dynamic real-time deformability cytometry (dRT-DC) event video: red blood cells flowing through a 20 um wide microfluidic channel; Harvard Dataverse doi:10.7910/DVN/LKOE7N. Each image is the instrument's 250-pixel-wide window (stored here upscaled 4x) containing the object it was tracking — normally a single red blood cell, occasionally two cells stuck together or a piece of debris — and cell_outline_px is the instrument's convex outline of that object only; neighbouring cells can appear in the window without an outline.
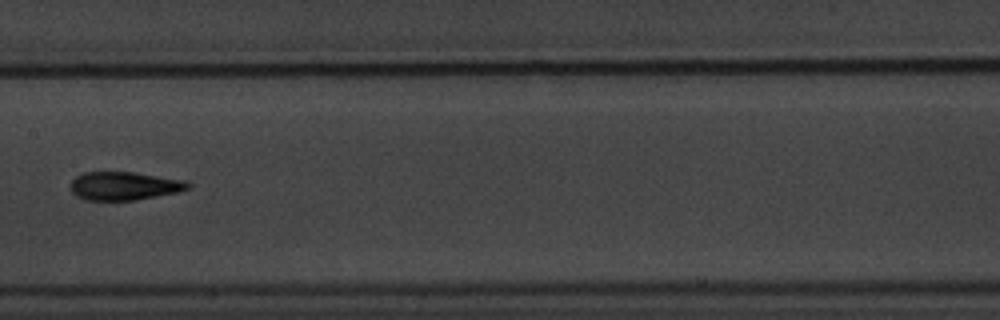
{"species": "common noctule bat (a hibernating species)", "species_latin": "Nyctalus noctula", "temperature_condition": "warm", "stored_images_in_passage": 8, "camera_frame_rate_fps": 3000, "um_per_image_px": 0.085, "animal": {"sex": "male", "body_mass_g": 20.1, "forearm_length_mm": 53.5}, "frame": {"image": 1, "passage_image": 7, "time_ms": 7.0, "image_size_px": [1000, 320], "cell_outline_px": [[192, 188], [180, 192], [136, 200], [84, 200], [76, 196], [72, 192], [72, 180], [76, 176], [84, 172], [132, 172], [188, 180], [192, 184]], "centroid_in_image_um": [10.64, 15.8], "position_along_channel_um": 196.8, "area_um2": 19.65}}